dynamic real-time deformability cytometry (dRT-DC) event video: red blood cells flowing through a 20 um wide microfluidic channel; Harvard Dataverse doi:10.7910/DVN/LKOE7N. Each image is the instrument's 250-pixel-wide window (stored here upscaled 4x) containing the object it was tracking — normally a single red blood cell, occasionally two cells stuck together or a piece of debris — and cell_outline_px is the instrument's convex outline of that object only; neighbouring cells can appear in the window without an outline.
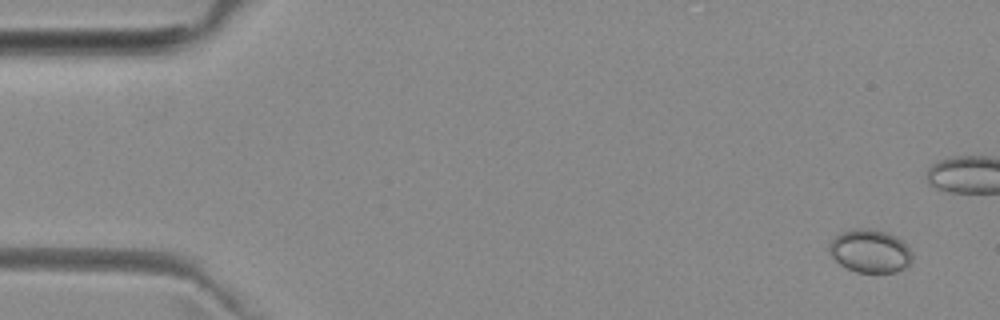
{"species": "common noctule bat (a hibernating species)", "species_latin": "Nyctalus noctula", "temperature_condition": "room temperature", "stored_images_in_passage": 8, "camera_frame_rate_fps": 3000, "um_per_image_px": 0.085, "animal": {"sex": "female", "body_mass_g": 29.2, "forearm_length_mm": 56.3}, "frame": {"image": 1, "passage_image": 1, "time_ms": 0.0, "image_size_px": [1000, 320], "cell_outline_px": [[912, 264], [908, 268], [896, 272], [856, 272], [840, 264], [828, 252], [828, 244], [840, 232], [856, 228], [864, 228], [884, 232], [896, 236], [912, 252]], "centroid_in_image_um": [73.96, 21.36], "position_along_channel_um": 11.0, "area_um2": 20.92}}
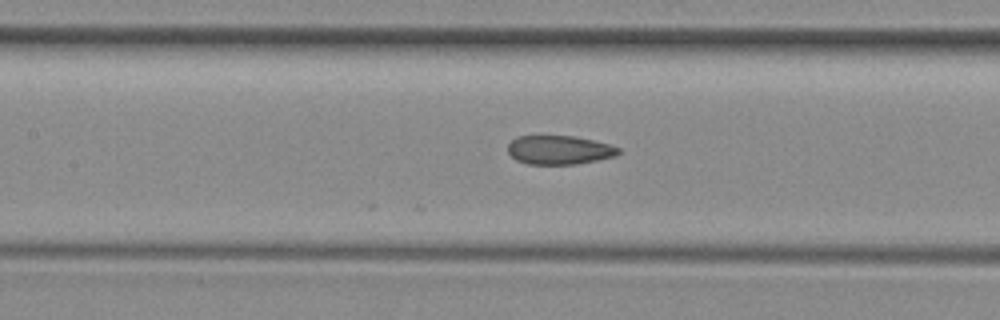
{"frame": {"image": 2, "passage_image": 8, "time_ms": 8.333, "image_size_px": [1000, 320], "cell_outline_px": [[620, 152], [616, 156], [576, 164], [528, 164], [516, 160], [508, 152], [508, 144], [516, 136], [576, 136], [608, 144], [620, 148]], "centroid_in_image_um": [47.53, 12.74], "position_along_channel_um": 159.9, "area_um2": 18.55}}